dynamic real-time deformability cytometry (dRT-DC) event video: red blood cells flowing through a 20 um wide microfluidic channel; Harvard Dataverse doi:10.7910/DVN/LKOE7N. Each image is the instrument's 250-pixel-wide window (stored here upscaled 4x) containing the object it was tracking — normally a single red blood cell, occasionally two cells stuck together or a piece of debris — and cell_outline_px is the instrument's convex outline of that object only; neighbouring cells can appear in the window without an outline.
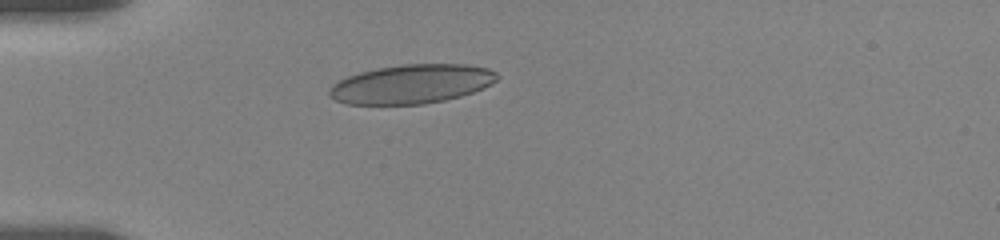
{"species": "human", "species_latin": "Homo sapiens", "temperature_condition": "room temperature", "stored_images_in_passage": 42, "camera_frame_rate_fps": 3000, "um_per_image_px": 0.085, "donor": {"sex": "female"}, "frame": {"image": 1, "passage_image": 1, "time_ms": 0.0, "image_size_px": [1000, 240], "cell_outline_px": [[500, 76], [496, 80], [484, 88], [460, 96], [444, 100], [424, 104], [348, 104], [336, 100], [328, 96], [328, 92], [332, 84], [348, 76], [360, 72], [380, 68], [404, 64], [464, 64], [488, 68], [496, 72]], "centroid_in_image_um": [34.99, 7.14], "position_along_channel_um": 50.0, "area_um2": 38.03}}
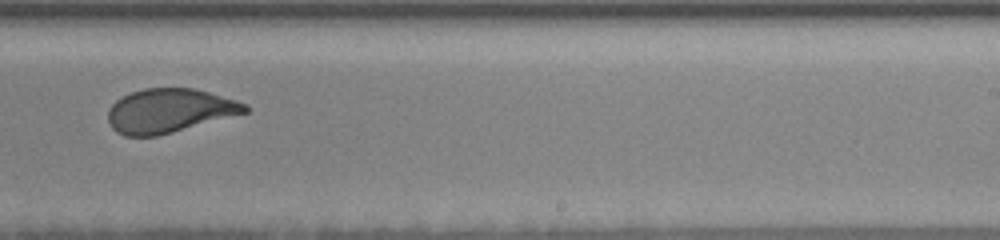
{"frame": {"image": 2, "passage_image": 15, "time_ms": 6.667, "image_size_px": [1000, 240], "cell_outline_px": [[248, 112], [172, 132], [156, 136], [124, 136], [116, 132], [112, 128], [108, 120], [108, 108], [116, 100], [132, 92], [144, 88], [196, 88], [236, 100], [248, 104]], "centroid_in_image_um": [14.39, 9.41], "position_along_channel_um": 274.6, "area_um2": 35.03}}
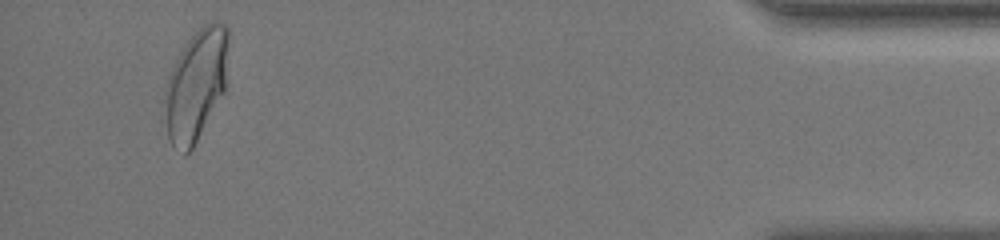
{"frame": {"image": 3, "passage_image": 37, "time_ms": 12.333, "image_size_px": [1000, 240], "cell_outline_px": [[228, 40], [224, 92], [192, 148], [184, 156], [168, 140], [164, 96], [164, 92], [168, 76], [180, 52], [188, 40], [204, 24], [212, 20], [228, 24]], "centroid_in_image_um": [16.66, 7.19], "position_along_channel_um": 418.5, "area_um2": 40.81}, "authors_computed_cell_mechanics": {"area_um2": 36.9053, "velocity_mm_per_s": 3.6256, "shape_relaxation_time_tau1_ms": 6.5181, "shape_relaxation_time_tau2_ms": null, "deformation_change_tau1": 0.1872, "deformation_change_tau2": null}}